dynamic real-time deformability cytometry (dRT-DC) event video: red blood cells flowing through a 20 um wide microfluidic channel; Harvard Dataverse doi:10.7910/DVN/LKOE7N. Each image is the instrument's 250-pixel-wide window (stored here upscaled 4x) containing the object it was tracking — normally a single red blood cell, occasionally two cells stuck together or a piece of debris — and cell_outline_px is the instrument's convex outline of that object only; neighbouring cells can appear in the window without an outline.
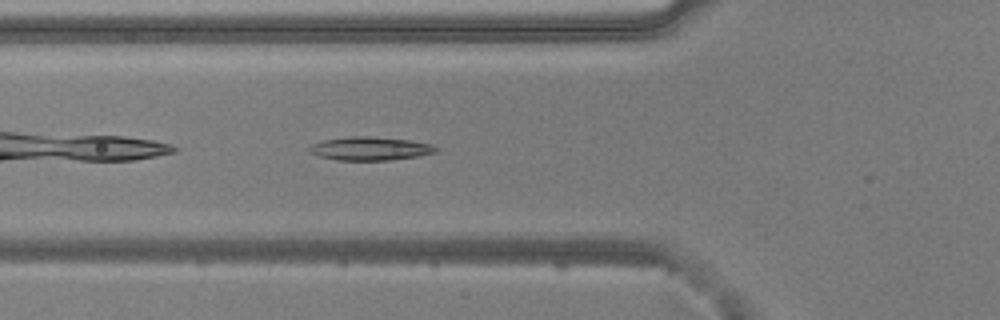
{"species": "common noctule bat (a hibernating species)", "species_latin": "Nyctalus noctula", "temperature_condition": "warm", "stored_images_in_passage": 31, "camera_frame_rate_fps": 3000, "um_per_image_px": 0.085, "animal": {"sex": "male", "body_mass_g": 20.5, "forearm_length_mm": 52.5}, "frame": {"image": 1, "passage_image": 4, "time_ms": 1.0, "image_size_px": [1000, 320], "cell_outline_px": [[440, 148], [436, 152], [420, 156], [392, 160], [336, 160], [320, 156], [312, 152], [308, 148], [312, 144], [324, 140], [352, 136], [372, 136], [408, 140], [432, 144]], "centroid_in_image_um": [31.53, 12.63], "position_along_channel_um": 94.3, "area_um2": 17.28}}
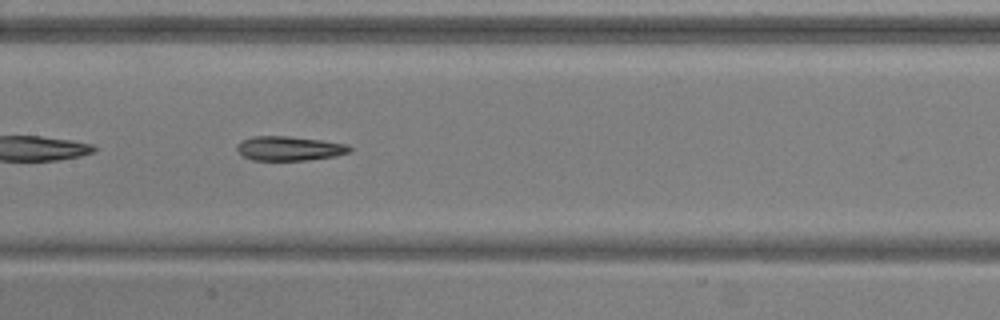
{"frame": {"image": 2, "passage_image": 11, "time_ms": 3.333, "image_size_px": [1000, 320], "cell_outline_px": [[352, 152], [336, 156], [308, 160], [252, 160], [244, 156], [236, 148], [236, 144], [240, 140], [252, 136], [288, 136], [320, 140], [348, 144], [352, 148]], "centroid_in_image_um": [24.6, 12.61], "position_along_channel_um": 182.8, "area_um2": 16.13}}
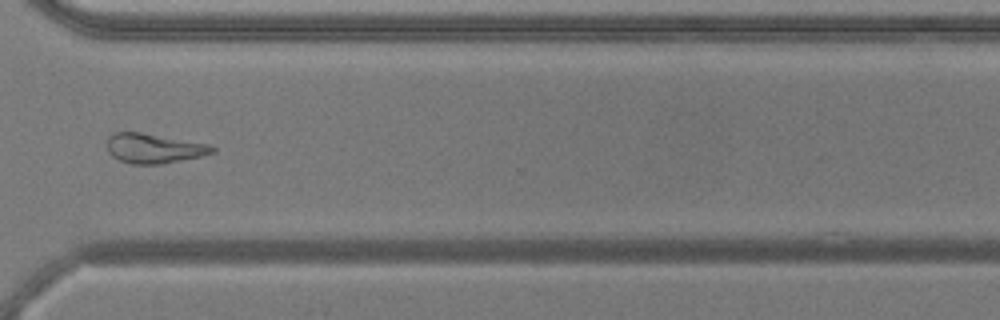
{"frame": {"image": 3, "passage_image": 25, "time_ms": 8.0, "image_size_px": [1000, 320], "cell_outline_px": [[216, 152], [200, 156], [160, 164], [132, 164], [120, 160], [112, 156], [108, 152], [108, 136], [112, 132], [140, 132], [208, 144], [216, 148]], "centroid_in_image_um": [13.06, 12.6], "position_along_channel_um": 357.5, "area_um2": 18.03}, "authors_computed_cell_mechanics": {"area_um2": 16.762, "velocity_mm_per_s": 3.746, "shape_relaxation_time_tau1_ms": null, "shape_relaxation_time_tau2_ms": 4.7642, "deformation_change_tau1": null, "deformation_change_tau2": 0.1693}}